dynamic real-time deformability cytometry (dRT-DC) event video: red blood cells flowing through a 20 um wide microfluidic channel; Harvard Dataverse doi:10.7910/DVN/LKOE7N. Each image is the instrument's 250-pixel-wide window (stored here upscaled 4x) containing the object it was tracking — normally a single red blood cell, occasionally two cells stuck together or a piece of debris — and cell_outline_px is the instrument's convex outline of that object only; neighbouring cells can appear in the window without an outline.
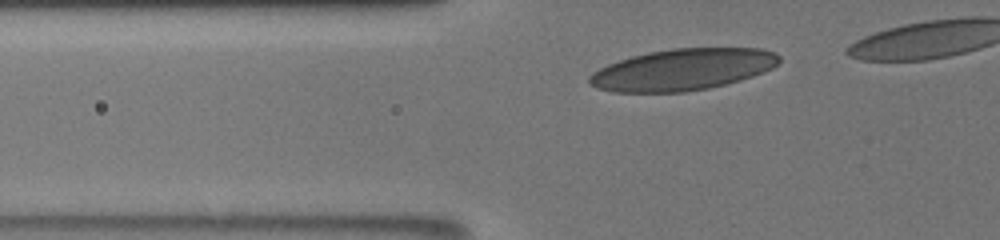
{"species": "human", "species_latin": "Homo sapiens", "temperature_condition": "room temperature", "stored_images_in_passage": 32, "camera_frame_rate_fps": 3000, "um_per_image_px": 0.085, "donor": {"sex": "male"}, "frame": {"image": 1, "passage_image": 3, "time_ms": 0.667, "image_size_px": [1000, 240], "cell_outline_px": [[780, 60], [772, 68], [752, 76], [740, 80], [708, 88], [684, 92], [612, 92], [596, 88], [588, 84], [588, 76], [592, 72], [608, 64], [632, 56], [648, 52], [672, 48], [764, 48], [776, 52], [780, 56]], "centroid_in_image_um": [58.0, 5.91], "position_along_channel_um": 67.8, "area_um2": 46.01}}
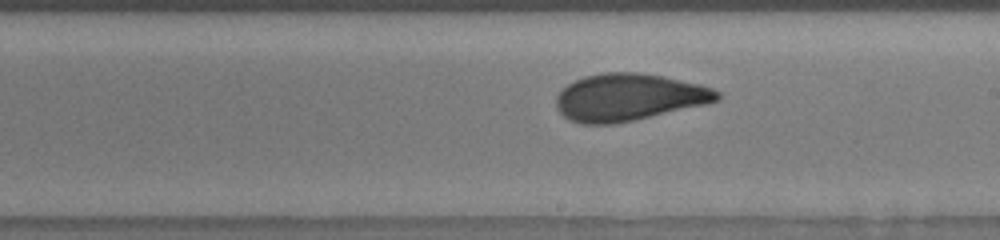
{"frame": {"image": 2, "passage_image": 17, "time_ms": 5.333, "image_size_px": [1000, 240], "cell_outline_px": [[720, 100], [708, 104], [636, 120], [616, 124], [580, 124], [568, 120], [556, 108], [556, 96], [568, 84], [584, 76], [604, 72], [640, 72], [664, 76], [700, 84], [712, 88], [720, 92]], "centroid_in_image_um": [53.46, 8.27], "position_along_channel_um": 235.5, "area_um2": 44.68}}
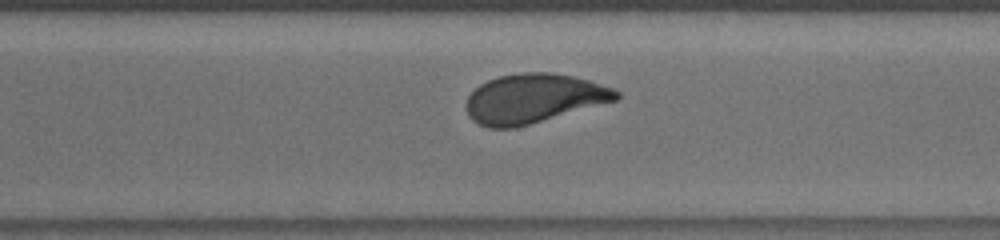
{"frame": {"image": 3, "passage_image": 24, "time_ms": 7.667, "image_size_px": [1000, 240], "cell_outline_px": [[620, 96], [616, 100], [516, 128], [488, 128], [476, 124], [468, 116], [468, 96], [480, 84], [488, 80], [500, 76], [524, 72], [552, 72], [572, 76], [588, 80], [612, 88], [620, 92]], "centroid_in_image_um": [45.34, 8.38], "position_along_channel_um": 325.3, "area_um2": 42.77}}